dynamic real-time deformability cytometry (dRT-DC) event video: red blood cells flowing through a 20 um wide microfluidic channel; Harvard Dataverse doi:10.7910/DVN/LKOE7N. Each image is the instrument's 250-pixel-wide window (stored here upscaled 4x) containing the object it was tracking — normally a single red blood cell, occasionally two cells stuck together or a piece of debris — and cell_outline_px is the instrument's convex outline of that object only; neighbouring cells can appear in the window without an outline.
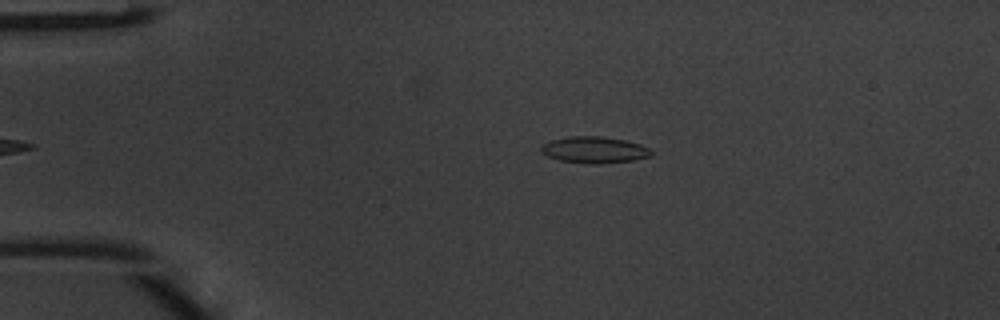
{"species": "common noctule bat (a hibernating species)", "species_latin": "Nyctalus noctula", "temperature_condition": "warm", "stored_images_in_passage": 34, "camera_frame_rate_fps": 3000, "um_per_image_px": 0.085, "animal": {"sex": "male", "body_mass_g": 20.1, "forearm_length_mm": 53.5}, "frame": {"image": 1, "passage_image": 2, "time_ms": 0.333, "image_size_px": [1000, 320], "cell_outline_px": [[652, 156], [632, 160], [600, 164], [596, 164], [560, 160], [548, 156], [540, 152], [540, 148], [544, 144], [552, 140], [572, 136], [600, 136], [624, 140], [640, 144], [648, 148], [652, 152]], "centroid_in_image_um": [50.52, 12.74], "position_along_channel_um": 34.5, "area_um2": 16.76}}
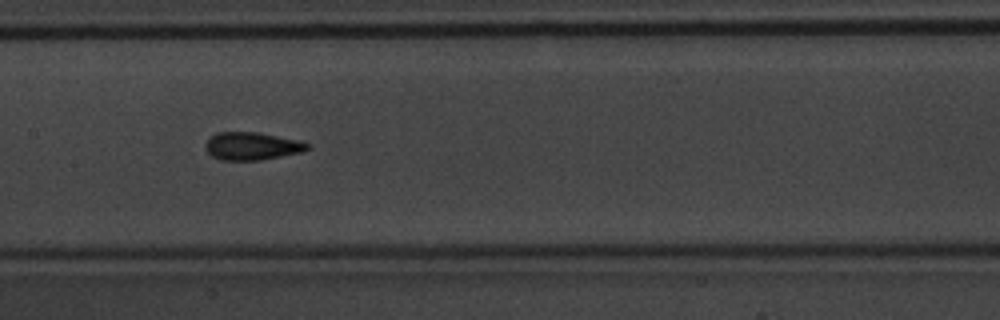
{"frame": {"image": 2, "passage_image": 16, "time_ms": 5.0, "image_size_px": [1000, 320], "cell_outline_px": [[312, 148], [304, 152], [260, 160], [220, 160], [212, 156], [204, 148], [204, 144], [208, 136], [216, 132], [260, 132], [300, 140], [312, 144]], "centroid_in_image_um": [21.44, 12.41], "position_along_channel_um": 186.0, "area_um2": 17.05}}
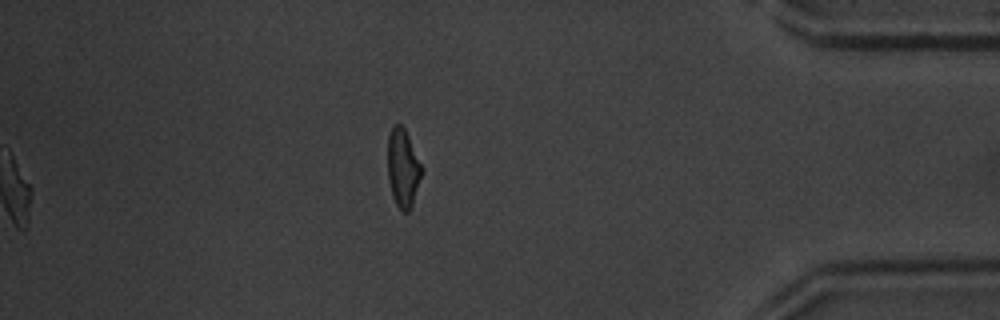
{"frame": {"image": 3, "passage_image": 34, "time_ms": 11.0, "image_size_px": [1000, 320], "cell_outline_px": [[424, 172], [412, 204], [408, 212], [400, 212], [392, 196], [388, 176], [388, 136], [392, 124], [400, 124], [404, 128], [424, 168]], "centroid_in_image_um": [34.27, 14.29], "position_along_channel_um": 400.9, "area_um2": 15.78}, "authors_computed_cell_mechanics": {"area_um2": 16.184, "velocity_mm_per_s": 4.1771, "shape_relaxation_time_tau1_ms": 3.9715, "shape_relaxation_time_tau2_ms": 1.1206, "deformation_change_tau1": 0.1539, "deformation_change_tau2": 0.0626}}